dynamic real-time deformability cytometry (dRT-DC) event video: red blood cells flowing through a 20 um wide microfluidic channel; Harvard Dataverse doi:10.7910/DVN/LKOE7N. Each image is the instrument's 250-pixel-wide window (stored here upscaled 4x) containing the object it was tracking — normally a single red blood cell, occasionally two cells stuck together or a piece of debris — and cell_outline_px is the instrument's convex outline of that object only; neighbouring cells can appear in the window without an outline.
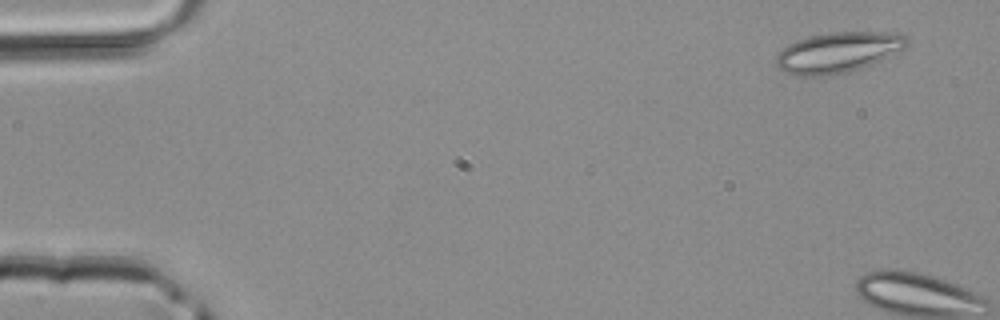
{"species": "common noctule bat (a hibernating species)", "species_latin": "Nyctalus noctula", "temperature_condition": "room temperature", "stored_images_in_passage": 3, "camera_frame_rate_fps": 3000, "um_per_image_px": 0.085, "animal": {"sex": "male", "body_mass_g": 20.4}, "frame": {"image": 1, "passage_image": 1, "time_ms": 0.0, "image_size_px": [1000, 320], "cell_outline_px": [[908, 44], [904, 48], [872, 64], [848, 72], [828, 76], [796, 76], [784, 72], [776, 64], [776, 56], [788, 44], [796, 40], [808, 36], [828, 32], [900, 32], [908, 36]], "centroid_in_image_um": [71.24, 4.44], "position_along_channel_um": 13.8, "area_um2": 31.1}}